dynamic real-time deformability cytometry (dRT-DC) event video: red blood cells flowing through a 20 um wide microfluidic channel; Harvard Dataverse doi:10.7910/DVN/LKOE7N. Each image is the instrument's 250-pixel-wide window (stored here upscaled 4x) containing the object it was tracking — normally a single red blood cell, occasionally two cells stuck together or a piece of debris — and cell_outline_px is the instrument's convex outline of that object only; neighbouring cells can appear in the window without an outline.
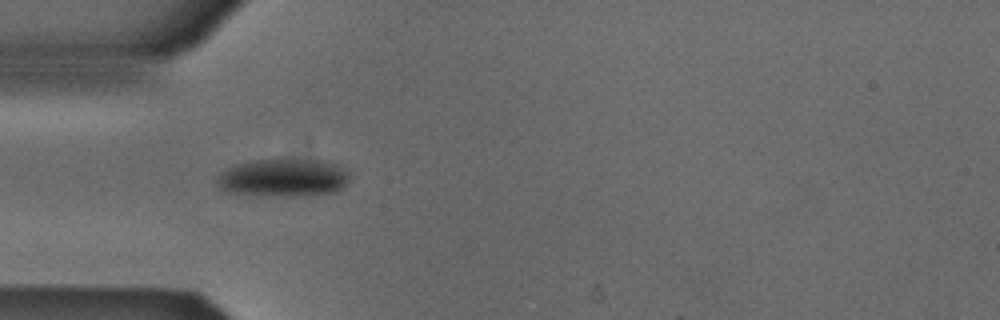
{"species": "Egyptian fruit bat (a non-hibernating species)", "species_latin": "Rousettus aegyptiacus", "temperature_condition": "cold", "stored_images_in_passage": 38, "camera_frame_rate_fps": 3000, "um_per_image_px": 0.085, "animal": {"sex": "male"}, "frame": {"image": 1, "passage_image": 1, "time_ms": 0.0, "image_size_px": [1000, 320], "cell_outline_px": [[348, 180], [336, 192], [308, 196], [268, 196], [236, 192], [220, 188], [216, 180], [220, 172], [224, 168], [236, 164], [252, 160], [324, 160], [336, 164], [348, 172]], "centroid_in_image_um": [24.08, 15.11], "position_along_channel_um": 60.9, "area_um2": 29.19}}
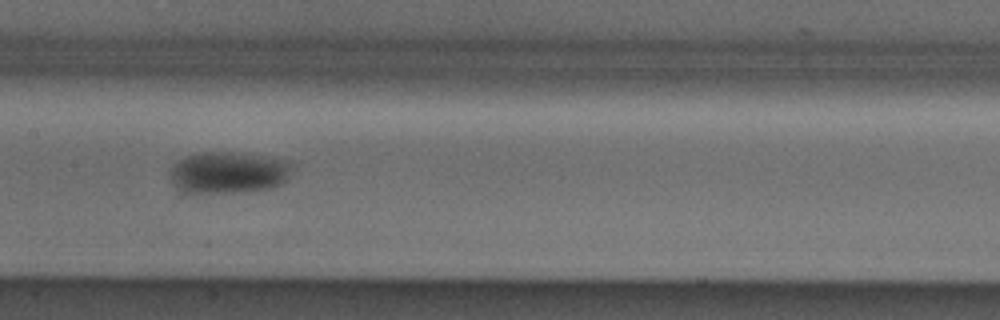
{"frame": {"image": 2, "passage_image": 11, "time_ms": 3.333, "image_size_px": [1000, 320], "cell_outline_px": [[292, 164], [284, 180], [280, 184], [272, 188], [232, 192], [188, 192], [172, 184], [172, 164], [176, 160], [184, 156], [200, 152], [240, 152], [288, 160]], "centroid_in_image_um": [19.39, 14.63], "position_along_channel_um": 188.0, "area_um2": 29.3}}
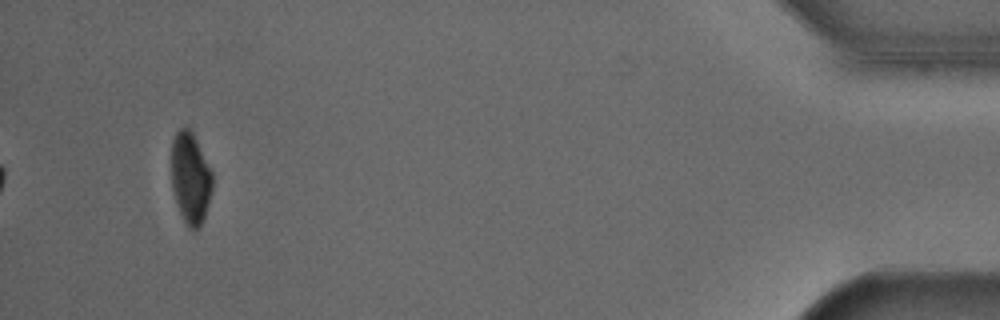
{"frame": {"image": 3, "passage_image": 35, "time_ms": 11.333, "image_size_px": [1000, 320], "cell_outline_px": [[212, 188], [204, 220], [200, 228], [196, 232], [188, 228], [180, 212], [172, 188], [172, 140], [176, 132], [184, 124], [188, 124], [212, 172]], "centroid_in_image_um": [16.19, 15.14], "position_along_channel_um": 419.0, "area_um2": 21.91}, "authors_computed_cell_mechanics": {"area_um2": 27.6284, "velocity_mm_per_s": 3.8765, "shape_relaxation_time_tau1_ms": 3.8883, "shape_relaxation_time_tau2_ms": null, "deformation_change_tau1": 0.0992, "deformation_change_tau2": null}}